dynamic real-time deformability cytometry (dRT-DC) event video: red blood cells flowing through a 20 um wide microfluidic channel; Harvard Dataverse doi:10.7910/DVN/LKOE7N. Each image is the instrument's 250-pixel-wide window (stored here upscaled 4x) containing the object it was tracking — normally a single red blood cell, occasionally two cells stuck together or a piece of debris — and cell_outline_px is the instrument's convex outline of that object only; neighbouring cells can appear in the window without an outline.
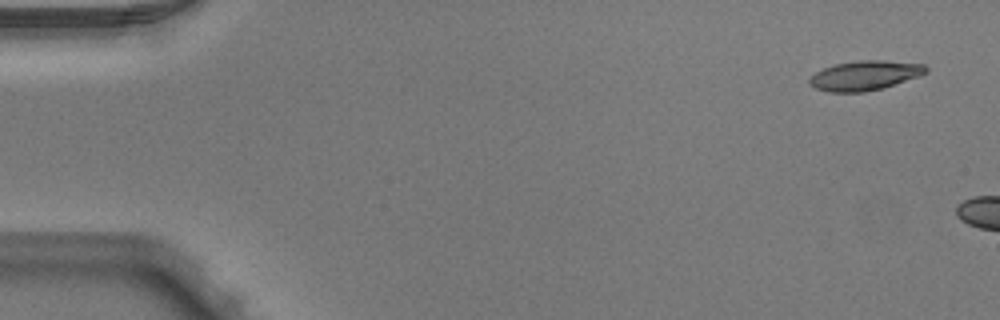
{"species": "Egyptian fruit bat (a non-hibernating species)", "species_latin": "Rousettus aegyptiacus", "temperature_condition": "warm", "stored_images_in_passage": 3, "camera_frame_rate_fps": 3000, "um_per_image_px": 0.085, "animal": {"sex": "male"}, "frame": {"image": 1, "passage_image": 1, "time_ms": 0.0, "image_size_px": [1000, 320], "cell_outline_px": [[928, 72], [920, 76], [880, 88], [864, 92], [828, 92], [816, 88], [808, 84], [808, 80], [816, 72], [824, 68], [836, 64], [860, 60], [884, 60], [924, 64], [928, 68]], "centroid_in_image_um": [73.51, 6.41], "position_along_channel_um": 11.5, "area_um2": 19.94}}